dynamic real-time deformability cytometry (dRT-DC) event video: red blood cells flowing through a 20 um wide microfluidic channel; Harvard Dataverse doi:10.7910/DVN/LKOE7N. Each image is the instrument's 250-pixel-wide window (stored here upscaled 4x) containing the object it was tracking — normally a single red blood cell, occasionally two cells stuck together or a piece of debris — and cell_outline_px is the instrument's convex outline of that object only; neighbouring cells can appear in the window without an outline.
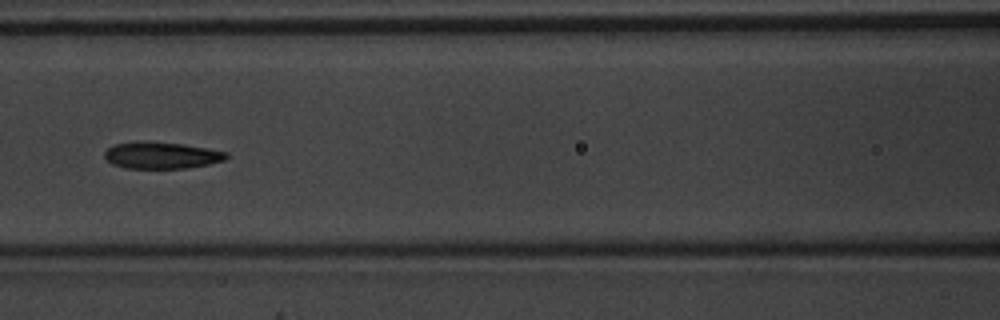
{"species": "common noctule bat (a hibernating species)", "species_latin": "Nyctalus noctula", "temperature_condition": "warm", "stored_images_in_passage": 7, "camera_frame_rate_fps": 3000, "um_per_image_px": 0.085, "animal": {"sex": "male", "body_mass_g": 20.1, "forearm_length_mm": 53.5}, "frame": {"image": 1, "passage_image": 7, "time_ms": 2.0, "image_size_px": [1000, 320], "cell_outline_px": [[228, 156], [224, 160], [208, 164], [184, 168], [124, 168], [112, 164], [104, 156], [104, 152], [112, 144], [184, 144], [208, 148], [228, 152]], "centroid_in_image_um": [13.77, 13.24], "position_along_channel_um": 152.8, "area_um2": 18.09}}